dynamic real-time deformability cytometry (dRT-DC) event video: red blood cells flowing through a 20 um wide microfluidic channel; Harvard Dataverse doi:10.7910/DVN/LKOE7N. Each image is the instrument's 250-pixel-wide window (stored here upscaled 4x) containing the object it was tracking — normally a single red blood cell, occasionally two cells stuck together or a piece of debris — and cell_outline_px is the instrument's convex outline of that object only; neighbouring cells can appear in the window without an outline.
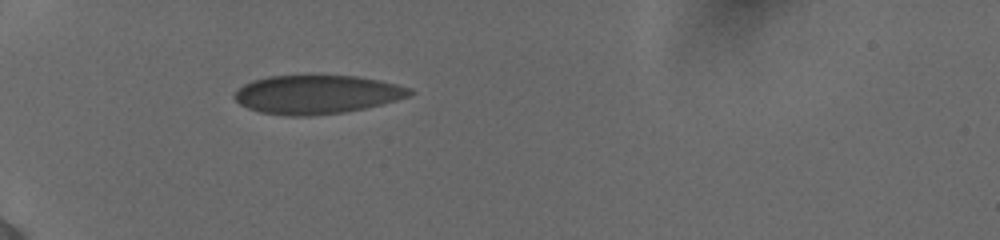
{"species": "human", "species_latin": "Homo sapiens", "temperature_condition": "cold", "stored_images_in_passage": 15, "camera_frame_rate_fps": 3000, "um_per_image_px": 0.085, "donor": {"sex": "female"}, "frame": {"image": 1, "passage_image": 1, "time_ms": 0.0, "image_size_px": [1000, 240], "cell_outline_px": [[416, 92], [412, 96], [364, 108], [344, 112], [308, 116], [292, 116], [260, 112], [248, 108], [240, 104], [232, 96], [244, 84], [252, 80], [268, 76], [312, 72], [356, 76], [380, 80], [412, 88]], "centroid_in_image_um": [26.94, 7.97], "position_along_channel_um": 58.1, "area_um2": 40.69}}
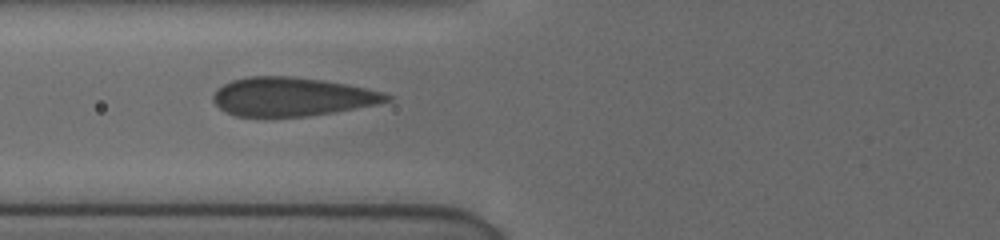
{"frame": {"image": 2, "passage_image": 14, "time_ms": 1.667, "image_size_px": [1000, 240], "cell_outline_px": [[392, 100], [376, 104], [356, 108], [308, 116], [272, 120], [264, 120], [236, 116], [224, 112], [212, 100], [212, 96], [224, 84], [232, 80], [248, 76], [288, 76], [320, 80], [368, 88], [384, 92], [392, 96]], "centroid_in_image_um": [24.76, 8.27], "position_along_channel_um": 101.0, "area_um2": 40.0}}